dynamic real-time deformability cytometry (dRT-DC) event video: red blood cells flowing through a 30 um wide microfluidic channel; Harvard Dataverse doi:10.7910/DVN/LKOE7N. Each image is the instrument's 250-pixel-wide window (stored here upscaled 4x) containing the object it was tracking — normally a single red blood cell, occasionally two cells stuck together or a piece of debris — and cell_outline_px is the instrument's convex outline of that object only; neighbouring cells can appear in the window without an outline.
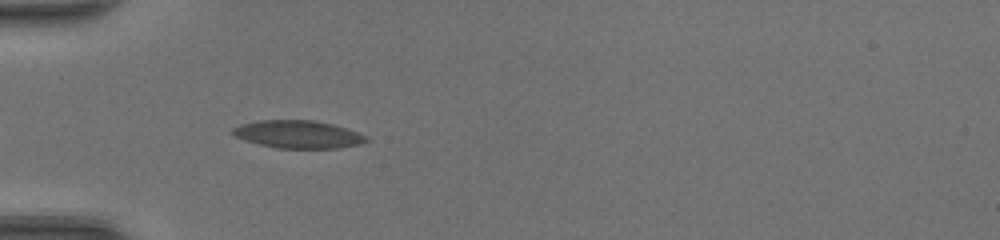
{"species": "common noctule bat (a hibernating species)", "species_latin": "Nyctalus noctula", "temperature_condition": "room temperature", "stored_images_in_passage": 35, "camera_frame_rate_fps": 3000, "um_per_image_px": 0.085, "animal": {"sex": "female", "body_mass_g": 20.0, "forearm_length_mm": 54.0}, "frame": {"image": 1, "passage_image": 3, "time_ms": 0.667, "image_size_px": [1000, 240], "cell_outline_px": [[368, 140], [360, 144], [340, 148], [276, 148], [244, 140], [236, 136], [232, 132], [232, 128], [240, 124], [256, 120], [312, 120], [332, 124], [348, 128], [368, 136]], "centroid_in_image_um": [25.35, 11.41], "position_along_channel_um": 59.6, "area_um2": 21.68}}
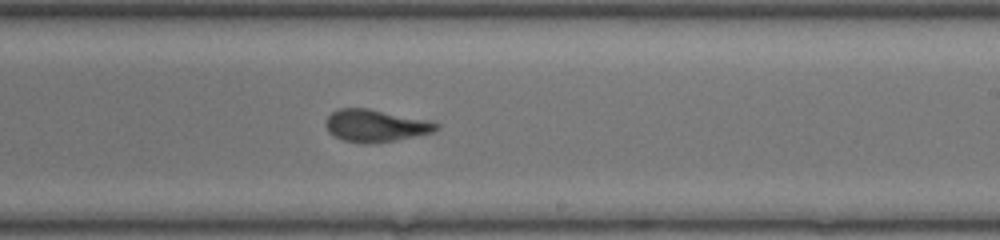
{"frame": {"image": 2, "passage_image": 17, "time_ms": 5.333, "image_size_px": [1000, 240], "cell_outline_px": [[440, 128], [432, 132], [396, 140], [368, 144], [364, 144], [344, 140], [332, 136], [328, 132], [324, 124], [328, 116], [332, 112], [340, 108], [368, 108], [428, 120], [440, 124]], "centroid_in_image_um": [31.89, 10.68], "position_along_channel_um": 257.1, "area_um2": 20.87}}
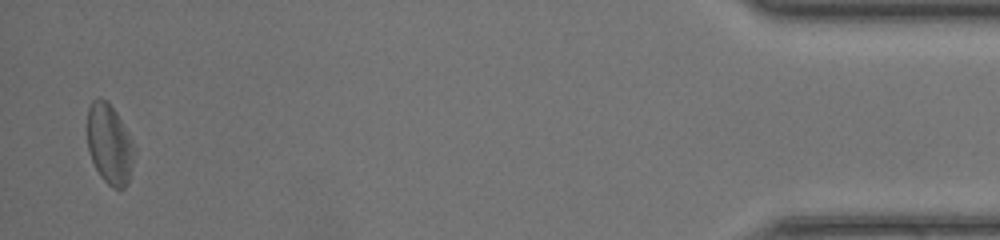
{"frame": {"image": 3, "passage_image": 34, "time_ms": 11.0, "image_size_px": [1000, 240], "cell_outline_px": [[132, 164], [128, 184], [124, 188], [112, 188], [100, 176], [88, 152], [88, 108], [92, 100], [100, 96], [108, 100], [116, 112], [132, 140]], "centroid_in_image_um": [9.28, 12.22], "position_along_channel_um": 425.9, "area_um2": 21.68}, "authors_computed_cell_mechanics": {"area_um2": 20.9814, "velocity_mm_per_s": 4.3784, "shape_relaxation_time_tau1_ms": 7.291, "shape_relaxation_time_tau2_ms": 1.4167, "deformation_change_tau1": 0.1891, "deformation_change_tau2": 0.0904}}